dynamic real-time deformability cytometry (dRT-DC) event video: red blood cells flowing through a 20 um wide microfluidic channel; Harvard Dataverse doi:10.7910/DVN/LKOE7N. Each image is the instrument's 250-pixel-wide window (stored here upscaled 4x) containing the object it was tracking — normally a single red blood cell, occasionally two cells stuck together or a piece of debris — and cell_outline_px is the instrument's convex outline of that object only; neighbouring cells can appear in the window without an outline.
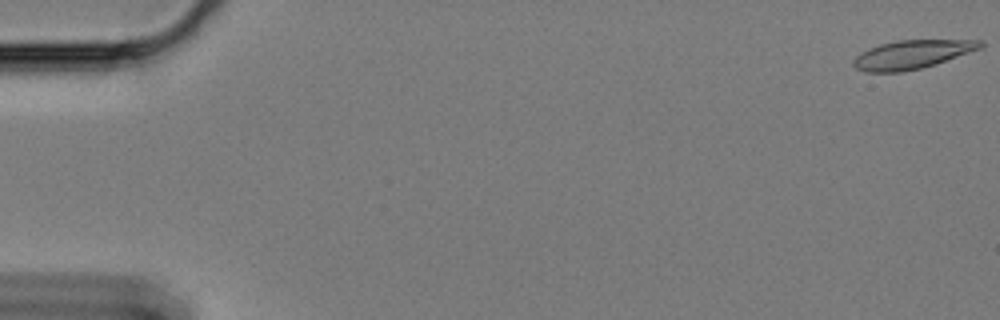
{"species": "Egyptian fruit bat (a non-hibernating species)", "species_latin": "Rousettus aegyptiacus", "temperature_condition": "cold", "stored_images_in_passage": 56, "camera_frame_rate_fps": 3000, "um_per_image_px": 0.085, "animal": {"sex": "female"}, "frame": {"image": 1, "passage_image": 1, "time_ms": 0.0, "image_size_px": [1000, 320], "cell_outline_px": [[984, 44], [980, 48], [936, 64], [920, 68], [900, 72], [864, 72], [856, 68], [852, 64], [852, 60], [860, 52], [868, 48], [880, 44], [896, 40], [984, 40]], "centroid_in_image_um": [77.47, 4.63], "position_along_channel_um": 7.5, "area_um2": 21.15}}
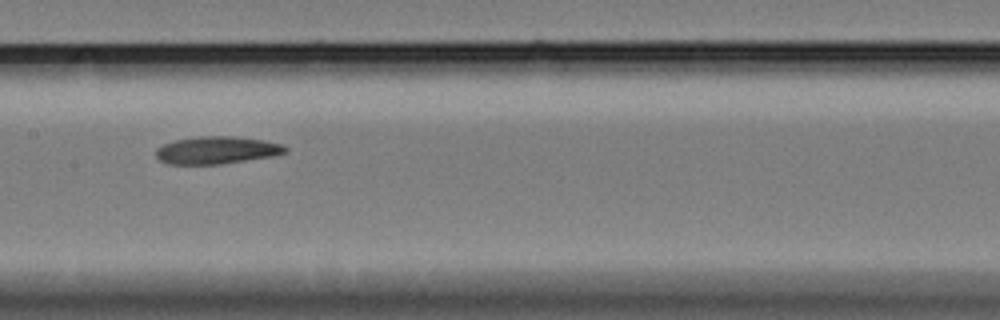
{"frame": {"image": 2, "passage_image": 31, "time_ms": 10.0, "image_size_px": [1000, 320], "cell_outline_px": [[288, 152], [272, 156], [220, 164], [168, 164], [160, 160], [156, 156], [156, 148], [164, 144], [176, 140], [196, 136], [236, 136], [264, 140], [284, 144], [288, 148]], "centroid_in_image_um": [18.45, 12.75], "position_along_channel_um": 188.9, "area_um2": 20.81}}
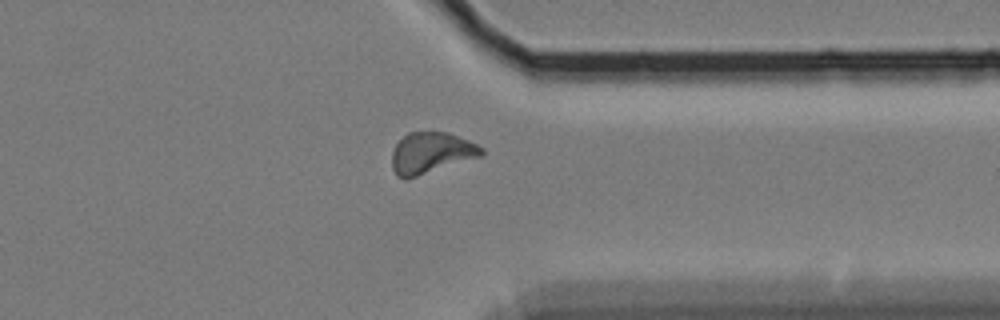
{"frame": {"image": 3, "passage_image": 48, "time_ms": 15.667, "image_size_px": [1000, 320], "cell_outline_px": [[484, 156], [404, 180], [396, 176], [392, 168], [392, 152], [396, 144], [408, 132], [448, 132], [468, 140], [484, 148]], "centroid_in_image_um": [36.66, 13.01], "position_along_channel_um": 374.7, "area_um2": 21.68}}